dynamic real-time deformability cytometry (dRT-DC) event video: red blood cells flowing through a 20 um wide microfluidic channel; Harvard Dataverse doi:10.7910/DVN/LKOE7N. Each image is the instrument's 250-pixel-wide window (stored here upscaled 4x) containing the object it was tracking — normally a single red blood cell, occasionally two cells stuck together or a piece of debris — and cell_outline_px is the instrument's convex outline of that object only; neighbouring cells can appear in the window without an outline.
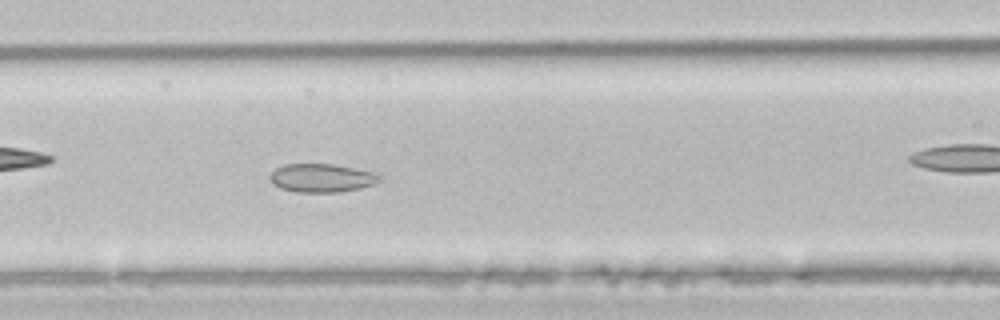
{"species": "common noctule bat (a hibernating species)", "species_latin": "Nyctalus noctula", "temperature_condition": "room temperature", "stored_images_in_passage": 44, "camera_frame_rate_fps": 3000, "um_per_image_px": 0.085, "animal": {"sex": "male", "body_mass_g": 21.5, "forearm_length_mm": 52.0}, "frame": {"image": 1, "passage_image": 13, "time_ms": 4.0, "image_size_px": [1000, 320], "cell_outline_px": [[384, 176], [380, 180], [372, 184], [360, 188], [340, 192], [296, 192], [280, 188], [272, 184], [268, 176], [276, 168], [284, 164], [332, 164], [372, 172]], "centroid_in_image_um": [27.3, 15.13], "position_along_channel_um": 139.3, "area_um2": 18.15}}
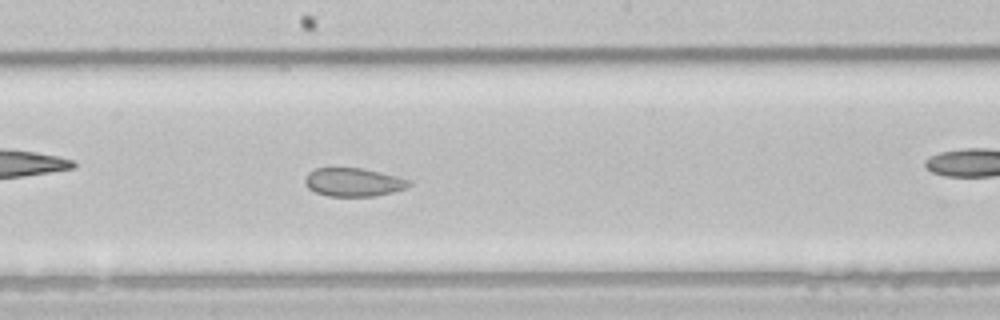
{"frame": {"image": 2, "passage_image": 19, "time_ms": 6.0, "image_size_px": [1000, 320], "cell_outline_px": [[412, 184], [408, 188], [376, 196], [328, 196], [316, 192], [308, 188], [304, 184], [304, 180], [308, 172], [316, 168], [360, 168], [396, 176], [412, 180]], "centroid_in_image_um": [30.05, 15.49], "position_along_channel_um": 218.1, "area_um2": 17.28}, "authors_computed_cell_mechanics": {"area_um2": 21.9929, "velocity_mm_per_s": 3.9339, "shape_relaxation_time_tau1_ms": 4.8044, "shape_relaxation_time_tau2_ms": null, "deformation_change_tau1": 0.0852, "deformation_change_tau2": null}}